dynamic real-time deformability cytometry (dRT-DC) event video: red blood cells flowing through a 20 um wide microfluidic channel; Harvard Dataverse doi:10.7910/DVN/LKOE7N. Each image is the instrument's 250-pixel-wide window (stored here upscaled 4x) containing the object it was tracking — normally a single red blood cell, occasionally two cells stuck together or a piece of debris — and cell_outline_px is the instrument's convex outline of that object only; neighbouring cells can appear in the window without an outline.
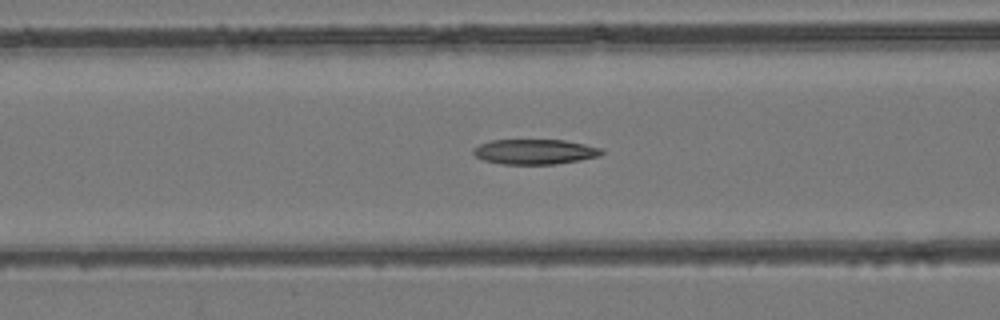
{"species": "common noctule bat (a hibernating species)", "species_latin": "Nyctalus noctula", "temperature_condition": "room temperature", "stored_images_in_passage": 41, "camera_frame_rate_fps": 3000, "um_per_image_px": 0.085, "animal": {"sex": "female", "body_mass_g": 24.6, "forearm_length_mm": 56.2}, "frame": {"image": 1, "passage_image": 21, "time_ms": 6.667, "image_size_px": [1000, 320], "cell_outline_px": [[604, 152], [600, 156], [580, 160], [556, 164], [504, 164], [484, 160], [476, 156], [472, 152], [472, 148], [480, 144], [492, 140], [564, 140], [584, 144], [600, 148]], "centroid_in_image_um": [45.45, 12.9], "position_along_channel_um": 121.1, "area_um2": 18.67}}
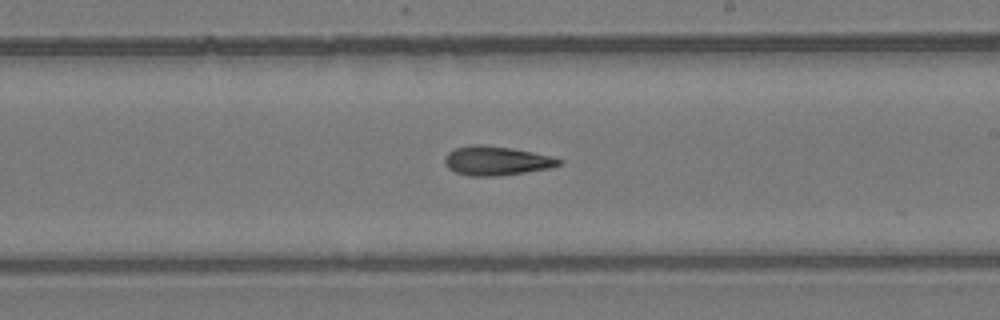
{"frame": {"image": 2, "passage_image": 30, "time_ms": 9.667, "image_size_px": [1000, 320], "cell_outline_px": [[564, 160], [560, 164], [548, 168], [524, 172], [492, 176], [468, 176], [456, 172], [448, 168], [444, 164], [444, 156], [448, 152], [456, 148], [472, 144], [484, 144], [512, 148], [552, 156]], "centroid_in_image_um": [42.15, 13.65], "position_along_channel_um": 246.8, "area_um2": 19.36}}
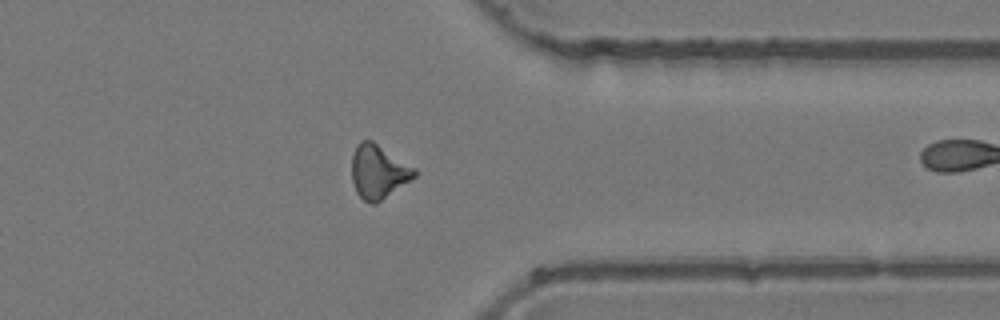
{"frame": {"image": 3, "passage_image": 40, "time_ms": 13.0, "image_size_px": [1000, 320], "cell_outline_px": [[416, 176], [376, 204], [372, 204], [364, 200], [356, 192], [352, 180], [352, 156], [356, 144], [360, 140], [372, 140], [416, 168]], "centroid_in_image_um": [32.15, 14.58], "position_along_channel_um": 379.2, "area_um2": 19.65}}